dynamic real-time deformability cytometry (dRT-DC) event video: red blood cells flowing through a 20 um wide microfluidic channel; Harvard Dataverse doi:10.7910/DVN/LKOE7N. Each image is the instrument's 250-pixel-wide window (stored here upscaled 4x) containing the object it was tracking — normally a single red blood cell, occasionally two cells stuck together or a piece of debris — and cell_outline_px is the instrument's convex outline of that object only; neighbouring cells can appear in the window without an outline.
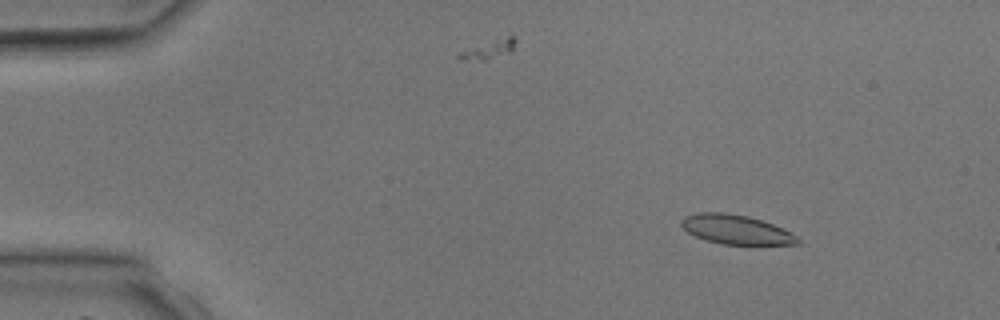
{"species": "common noctule bat (a hibernating species)", "species_latin": "Nyctalus noctula", "temperature_condition": "room temperature", "stored_images_in_passage": 4, "camera_frame_rate_fps": 3000, "um_per_image_px": 0.085, "animal": {"sex": "male", "body_mass_g": 17.9, "forearm_length_mm": 54.2}, "frame": {"image": 1, "passage_image": 2, "time_ms": 1.333, "image_size_px": [1000, 320], "cell_outline_px": [[800, 244], [724, 244], [708, 240], [696, 236], [688, 232], [680, 224], [680, 220], [684, 216], [700, 212], [724, 212], [748, 216], [772, 224], [796, 236], [800, 240]], "centroid_in_image_um": [62.52, 19.49], "position_along_channel_um": 22.5, "area_um2": 19.48}}